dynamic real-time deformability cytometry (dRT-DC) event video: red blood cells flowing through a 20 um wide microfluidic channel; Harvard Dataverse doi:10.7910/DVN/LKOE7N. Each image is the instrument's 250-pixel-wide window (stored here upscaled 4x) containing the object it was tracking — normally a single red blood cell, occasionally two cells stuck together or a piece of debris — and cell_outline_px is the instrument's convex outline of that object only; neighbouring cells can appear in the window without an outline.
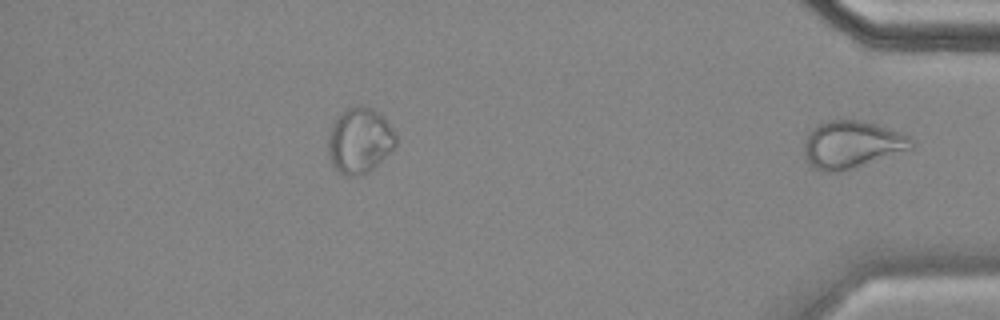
{"species": "common noctule bat (a hibernating species)", "species_latin": "Nyctalus noctula", "temperature_condition": "cold", "stored_images_in_passage": 50, "segment_of_instrument_passage": [2, 2], "camera_frame_rate_fps": 3000, "um_per_image_px": 0.085, "animal": {"sex": "female", "body_mass_g": 18.4}, "frame": {"image": 1, "passage_image": 50, "time_ms": 16.333, "image_size_px": [1000, 320], "cell_outline_px": [[916, 144], [912, 148], [840, 172], [820, 172], [812, 168], [804, 152], [804, 140], [808, 132], [816, 124], [828, 120], [860, 120], [908, 136], [916, 140]], "centroid_in_image_um": [72.34, 12.29], "position_along_channel_um": 362.9, "area_um2": 29.36}}